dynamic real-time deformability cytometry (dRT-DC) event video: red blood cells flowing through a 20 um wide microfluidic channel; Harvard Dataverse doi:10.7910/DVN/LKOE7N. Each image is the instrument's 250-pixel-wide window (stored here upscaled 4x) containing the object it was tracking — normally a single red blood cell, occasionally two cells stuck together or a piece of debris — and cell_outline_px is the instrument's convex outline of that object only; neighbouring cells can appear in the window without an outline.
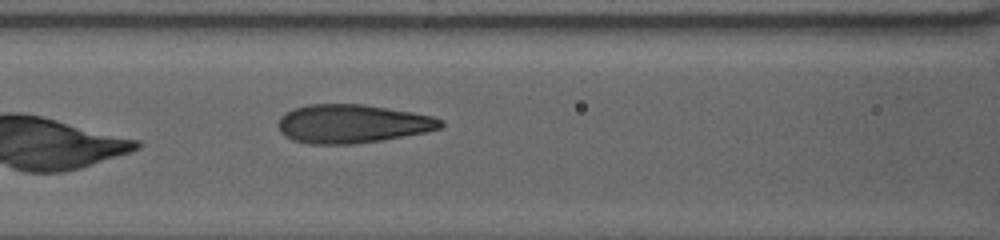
{"species": "human", "species_latin": "Homo sapiens", "temperature_condition": "warm", "stored_images_in_passage": 13, "camera_frame_rate_fps": 3000, "um_per_image_px": 0.085, "donor": {"sex": "female"}, "frame": {"image": 1, "passage_image": 13, "time_ms": 9.667, "image_size_px": [1000, 240], "cell_outline_px": [[444, 124], [440, 128], [424, 132], [404, 136], [380, 140], [352, 144], [308, 144], [292, 140], [284, 136], [280, 132], [276, 124], [280, 116], [284, 112], [292, 108], [308, 104], [364, 104], [412, 112], [432, 116], [444, 120]], "centroid_in_image_um": [29.88, 10.51], "position_along_channel_um": 136.7, "area_um2": 36.82}}